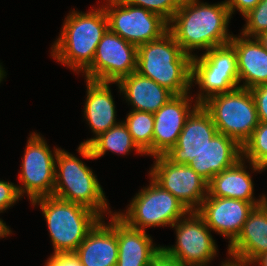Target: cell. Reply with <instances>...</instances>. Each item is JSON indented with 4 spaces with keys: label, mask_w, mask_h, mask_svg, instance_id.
Returning <instances> with one entry per match:
<instances>
[{
    "label": "cell",
    "mask_w": 267,
    "mask_h": 266,
    "mask_svg": "<svg viewBox=\"0 0 267 266\" xmlns=\"http://www.w3.org/2000/svg\"><path fill=\"white\" fill-rule=\"evenodd\" d=\"M173 227L176 244L170 247L162 246V252L183 266H209L218 249L211 229L197 211H190L171 228Z\"/></svg>",
    "instance_id": "cell-10"
},
{
    "label": "cell",
    "mask_w": 267,
    "mask_h": 266,
    "mask_svg": "<svg viewBox=\"0 0 267 266\" xmlns=\"http://www.w3.org/2000/svg\"><path fill=\"white\" fill-rule=\"evenodd\" d=\"M217 132L211 115L199 104L187 118L177 144L164 156L174 164L190 165Z\"/></svg>",
    "instance_id": "cell-16"
},
{
    "label": "cell",
    "mask_w": 267,
    "mask_h": 266,
    "mask_svg": "<svg viewBox=\"0 0 267 266\" xmlns=\"http://www.w3.org/2000/svg\"><path fill=\"white\" fill-rule=\"evenodd\" d=\"M108 28L136 47L161 38L169 23L160 15L120 0H104Z\"/></svg>",
    "instance_id": "cell-11"
},
{
    "label": "cell",
    "mask_w": 267,
    "mask_h": 266,
    "mask_svg": "<svg viewBox=\"0 0 267 266\" xmlns=\"http://www.w3.org/2000/svg\"><path fill=\"white\" fill-rule=\"evenodd\" d=\"M137 47L109 29L98 43L92 64L83 72L85 80L118 82L136 72Z\"/></svg>",
    "instance_id": "cell-12"
},
{
    "label": "cell",
    "mask_w": 267,
    "mask_h": 266,
    "mask_svg": "<svg viewBox=\"0 0 267 266\" xmlns=\"http://www.w3.org/2000/svg\"><path fill=\"white\" fill-rule=\"evenodd\" d=\"M134 150L137 153L145 155L134 143L126 125L121 121L119 124L111 127L106 132L96 137L88 146L79 145L77 151L85 159H98L106 154V151L112 153L127 155Z\"/></svg>",
    "instance_id": "cell-25"
},
{
    "label": "cell",
    "mask_w": 267,
    "mask_h": 266,
    "mask_svg": "<svg viewBox=\"0 0 267 266\" xmlns=\"http://www.w3.org/2000/svg\"><path fill=\"white\" fill-rule=\"evenodd\" d=\"M189 94L172 96L154 113L152 157L164 155L177 144L187 118L199 105L195 102L192 106L193 97Z\"/></svg>",
    "instance_id": "cell-15"
},
{
    "label": "cell",
    "mask_w": 267,
    "mask_h": 266,
    "mask_svg": "<svg viewBox=\"0 0 267 266\" xmlns=\"http://www.w3.org/2000/svg\"><path fill=\"white\" fill-rule=\"evenodd\" d=\"M256 38L261 42V44L263 45L264 49L267 51V31L261 33Z\"/></svg>",
    "instance_id": "cell-37"
},
{
    "label": "cell",
    "mask_w": 267,
    "mask_h": 266,
    "mask_svg": "<svg viewBox=\"0 0 267 266\" xmlns=\"http://www.w3.org/2000/svg\"><path fill=\"white\" fill-rule=\"evenodd\" d=\"M5 74H6L5 70L3 66L0 64V83L1 81H3V78L6 76Z\"/></svg>",
    "instance_id": "cell-39"
},
{
    "label": "cell",
    "mask_w": 267,
    "mask_h": 266,
    "mask_svg": "<svg viewBox=\"0 0 267 266\" xmlns=\"http://www.w3.org/2000/svg\"><path fill=\"white\" fill-rule=\"evenodd\" d=\"M108 29L103 6L87 13L73 10L51 46V56L77 74L83 73L92 64L97 45Z\"/></svg>",
    "instance_id": "cell-2"
},
{
    "label": "cell",
    "mask_w": 267,
    "mask_h": 266,
    "mask_svg": "<svg viewBox=\"0 0 267 266\" xmlns=\"http://www.w3.org/2000/svg\"><path fill=\"white\" fill-rule=\"evenodd\" d=\"M250 264H258V266H267V253H263L257 256Z\"/></svg>",
    "instance_id": "cell-36"
},
{
    "label": "cell",
    "mask_w": 267,
    "mask_h": 266,
    "mask_svg": "<svg viewBox=\"0 0 267 266\" xmlns=\"http://www.w3.org/2000/svg\"><path fill=\"white\" fill-rule=\"evenodd\" d=\"M151 177L174 195L189 211H197L208 194V182L189 165L174 164L164 155L155 156Z\"/></svg>",
    "instance_id": "cell-13"
},
{
    "label": "cell",
    "mask_w": 267,
    "mask_h": 266,
    "mask_svg": "<svg viewBox=\"0 0 267 266\" xmlns=\"http://www.w3.org/2000/svg\"><path fill=\"white\" fill-rule=\"evenodd\" d=\"M21 164L17 190L22 197L27 194L30 201L53 196L55 184L56 155L60 148L50 150L47 141L37 132L29 135Z\"/></svg>",
    "instance_id": "cell-9"
},
{
    "label": "cell",
    "mask_w": 267,
    "mask_h": 266,
    "mask_svg": "<svg viewBox=\"0 0 267 266\" xmlns=\"http://www.w3.org/2000/svg\"><path fill=\"white\" fill-rule=\"evenodd\" d=\"M40 206L46 219L53 254L74 253L87 233L101 217L78 203L67 202L54 196L38 198L31 202Z\"/></svg>",
    "instance_id": "cell-4"
},
{
    "label": "cell",
    "mask_w": 267,
    "mask_h": 266,
    "mask_svg": "<svg viewBox=\"0 0 267 266\" xmlns=\"http://www.w3.org/2000/svg\"><path fill=\"white\" fill-rule=\"evenodd\" d=\"M263 203H250L240 199L207 196L197 210L206 225L228 239L230 245L242 231L249 214Z\"/></svg>",
    "instance_id": "cell-14"
},
{
    "label": "cell",
    "mask_w": 267,
    "mask_h": 266,
    "mask_svg": "<svg viewBox=\"0 0 267 266\" xmlns=\"http://www.w3.org/2000/svg\"><path fill=\"white\" fill-rule=\"evenodd\" d=\"M3 213V212H0ZM10 228L6 225L5 222L0 218V238L7 237L8 235H11Z\"/></svg>",
    "instance_id": "cell-35"
},
{
    "label": "cell",
    "mask_w": 267,
    "mask_h": 266,
    "mask_svg": "<svg viewBox=\"0 0 267 266\" xmlns=\"http://www.w3.org/2000/svg\"><path fill=\"white\" fill-rule=\"evenodd\" d=\"M21 199L17 190V185L12 182L0 180V212L13 206Z\"/></svg>",
    "instance_id": "cell-30"
},
{
    "label": "cell",
    "mask_w": 267,
    "mask_h": 266,
    "mask_svg": "<svg viewBox=\"0 0 267 266\" xmlns=\"http://www.w3.org/2000/svg\"><path fill=\"white\" fill-rule=\"evenodd\" d=\"M86 84L84 116L95 136L80 145L88 146L96 137L120 122L116 121V107L109 86L112 82L86 79Z\"/></svg>",
    "instance_id": "cell-20"
},
{
    "label": "cell",
    "mask_w": 267,
    "mask_h": 266,
    "mask_svg": "<svg viewBox=\"0 0 267 266\" xmlns=\"http://www.w3.org/2000/svg\"><path fill=\"white\" fill-rule=\"evenodd\" d=\"M219 133L234 139L241 147L259 124L254 97L250 89L237 88L208 98L202 103Z\"/></svg>",
    "instance_id": "cell-6"
},
{
    "label": "cell",
    "mask_w": 267,
    "mask_h": 266,
    "mask_svg": "<svg viewBox=\"0 0 267 266\" xmlns=\"http://www.w3.org/2000/svg\"><path fill=\"white\" fill-rule=\"evenodd\" d=\"M191 62L192 57L182 51L169 31L137 47L136 72L174 95L190 93Z\"/></svg>",
    "instance_id": "cell-3"
},
{
    "label": "cell",
    "mask_w": 267,
    "mask_h": 266,
    "mask_svg": "<svg viewBox=\"0 0 267 266\" xmlns=\"http://www.w3.org/2000/svg\"><path fill=\"white\" fill-rule=\"evenodd\" d=\"M123 3L139 6L160 15L168 23L178 10L182 0H120Z\"/></svg>",
    "instance_id": "cell-29"
},
{
    "label": "cell",
    "mask_w": 267,
    "mask_h": 266,
    "mask_svg": "<svg viewBox=\"0 0 267 266\" xmlns=\"http://www.w3.org/2000/svg\"><path fill=\"white\" fill-rule=\"evenodd\" d=\"M242 158V147L232 138L217 132L189 165L209 182L215 175L231 168Z\"/></svg>",
    "instance_id": "cell-21"
},
{
    "label": "cell",
    "mask_w": 267,
    "mask_h": 266,
    "mask_svg": "<svg viewBox=\"0 0 267 266\" xmlns=\"http://www.w3.org/2000/svg\"><path fill=\"white\" fill-rule=\"evenodd\" d=\"M193 82L200 88L194 99L198 104L211 96L240 88L234 47L228 43L207 50L199 57L195 54L191 62V86Z\"/></svg>",
    "instance_id": "cell-7"
},
{
    "label": "cell",
    "mask_w": 267,
    "mask_h": 266,
    "mask_svg": "<svg viewBox=\"0 0 267 266\" xmlns=\"http://www.w3.org/2000/svg\"><path fill=\"white\" fill-rule=\"evenodd\" d=\"M131 110L157 112L174 94L154 80L133 72L115 82Z\"/></svg>",
    "instance_id": "cell-23"
},
{
    "label": "cell",
    "mask_w": 267,
    "mask_h": 266,
    "mask_svg": "<svg viewBox=\"0 0 267 266\" xmlns=\"http://www.w3.org/2000/svg\"><path fill=\"white\" fill-rule=\"evenodd\" d=\"M228 261L249 266L259 255L267 253V203L257 206L246 219L242 231L228 245Z\"/></svg>",
    "instance_id": "cell-18"
},
{
    "label": "cell",
    "mask_w": 267,
    "mask_h": 266,
    "mask_svg": "<svg viewBox=\"0 0 267 266\" xmlns=\"http://www.w3.org/2000/svg\"><path fill=\"white\" fill-rule=\"evenodd\" d=\"M44 266H82L74 253L51 254Z\"/></svg>",
    "instance_id": "cell-32"
},
{
    "label": "cell",
    "mask_w": 267,
    "mask_h": 266,
    "mask_svg": "<svg viewBox=\"0 0 267 266\" xmlns=\"http://www.w3.org/2000/svg\"><path fill=\"white\" fill-rule=\"evenodd\" d=\"M242 158L254 172L267 169V123L259 122L252 136L242 146Z\"/></svg>",
    "instance_id": "cell-27"
},
{
    "label": "cell",
    "mask_w": 267,
    "mask_h": 266,
    "mask_svg": "<svg viewBox=\"0 0 267 266\" xmlns=\"http://www.w3.org/2000/svg\"><path fill=\"white\" fill-rule=\"evenodd\" d=\"M245 25L240 34L250 38L257 37L267 31V0H261L257 6L246 15Z\"/></svg>",
    "instance_id": "cell-28"
},
{
    "label": "cell",
    "mask_w": 267,
    "mask_h": 266,
    "mask_svg": "<svg viewBox=\"0 0 267 266\" xmlns=\"http://www.w3.org/2000/svg\"><path fill=\"white\" fill-rule=\"evenodd\" d=\"M110 217L109 223L101 218L74 252L82 266H116L118 261L116 212Z\"/></svg>",
    "instance_id": "cell-17"
},
{
    "label": "cell",
    "mask_w": 267,
    "mask_h": 266,
    "mask_svg": "<svg viewBox=\"0 0 267 266\" xmlns=\"http://www.w3.org/2000/svg\"><path fill=\"white\" fill-rule=\"evenodd\" d=\"M256 104L259 122L267 123V84L250 89Z\"/></svg>",
    "instance_id": "cell-31"
},
{
    "label": "cell",
    "mask_w": 267,
    "mask_h": 266,
    "mask_svg": "<svg viewBox=\"0 0 267 266\" xmlns=\"http://www.w3.org/2000/svg\"><path fill=\"white\" fill-rule=\"evenodd\" d=\"M231 19L224 1L208 4L199 0H182L168 25L184 53L191 57L195 49L210 50L228 44L233 34L228 33Z\"/></svg>",
    "instance_id": "cell-1"
},
{
    "label": "cell",
    "mask_w": 267,
    "mask_h": 266,
    "mask_svg": "<svg viewBox=\"0 0 267 266\" xmlns=\"http://www.w3.org/2000/svg\"><path fill=\"white\" fill-rule=\"evenodd\" d=\"M241 158L231 168L223 170L208 182L207 196L240 199L250 203H265L266 195L254 197V183Z\"/></svg>",
    "instance_id": "cell-24"
},
{
    "label": "cell",
    "mask_w": 267,
    "mask_h": 266,
    "mask_svg": "<svg viewBox=\"0 0 267 266\" xmlns=\"http://www.w3.org/2000/svg\"><path fill=\"white\" fill-rule=\"evenodd\" d=\"M221 264H222L221 266H246V265L236 264L228 260H225Z\"/></svg>",
    "instance_id": "cell-38"
},
{
    "label": "cell",
    "mask_w": 267,
    "mask_h": 266,
    "mask_svg": "<svg viewBox=\"0 0 267 266\" xmlns=\"http://www.w3.org/2000/svg\"><path fill=\"white\" fill-rule=\"evenodd\" d=\"M261 0H225L224 3L229 8L230 15L238 10L242 16L254 9Z\"/></svg>",
    "instance_id": "cell-33"
},
{
    "label": "cell",
    "mask_w": 267,
    "mask_h": 266,
    "mask_svg": "<svg viewBox=\"0 0 267 266\" xmlns=\"http://www.w3.org/2000/svg\"><path fill=\"white\" fill-rule=\"evenodd\" d=\"M150 184L141 189L124 212L116 214L130 227L145 231L148 227L170 226L190 211L174 195L164 190L151 177Z\"/></svg>",
    "instance_id": "cell-8"
},
{
    "label": "cell",
    "mask_w": 267,
    "mask_h": 266,
    "mask_svg": "<svg viewBox=\"0 0 267 266\" xmlns=\"http://www.w3.org/2000/svg\"><path fill=\"white\" fill-rule=\"evenodd\" d=\"M240 35H233L229 42L237 54L239 85L243 81L240 88L267 84V51L256 37Z\"/></svg>",
    "instance_id": "cell-19"
},
{
    "label": "cell",
    "mask_w": 267,
    "mask_h": 266,
    "mask_svg": "<svg viewBox=\"0 0 267 266\" xmlns=\"http://www.w3.org/2000/svg\"><path fill=\"white\" fill-rule=\"evenodd\" d=\"M96 177L81 159L60 148L56 155L53 196L86 206L103 219L104 213L112 215V212Z\"/></svg>",
    "instance_id": "cell-5"
},
{
    "label": "cell",
    "mask_w": 267,
    "mask_h": 266,
    "mask_svg": "<svg viewBox=\"0 0 267 266\" xmlns=\"http://www.w3.org/2000/svg\"><path fill=\"white\" fill-rule=\"evenodd\" d=\"M123 123L128 128L134 143L147 156H152L154 113L131 110Z\"/></svg>",
    "instance_id": "cell-26"
},
{
    "label": "cell",
    "mask_w": 267,
    "mask_h": 266,
    "mask_svg": "<svg viewBox=\"0 0 267 266\" xmlns=\"http://www.w3.org/2000/svg\"><path fill=\"white\" fill-rule=\"evenodd\" d=\"M149 266H183L176 260L167 257L162 251L159 255L151 262Z\"/></svg>",
    "instance_id": "cell-34"
},
{
    "label": "cell",
    "mask_w": 267,
    "mask_h": 266,
    "mask_svg": "<svg viewBox=\"0 0 267 266\" xmlns=\"http://www.w3.org/2000/svg\"><path fill=\"white\" fill-rule=\"evenodd\" d=\"M118 261L116 266H149L162 251L146 231L130 227L117 215Z\"/></svg>",
    "instance_id": "cell-22"
}]
</instances>
